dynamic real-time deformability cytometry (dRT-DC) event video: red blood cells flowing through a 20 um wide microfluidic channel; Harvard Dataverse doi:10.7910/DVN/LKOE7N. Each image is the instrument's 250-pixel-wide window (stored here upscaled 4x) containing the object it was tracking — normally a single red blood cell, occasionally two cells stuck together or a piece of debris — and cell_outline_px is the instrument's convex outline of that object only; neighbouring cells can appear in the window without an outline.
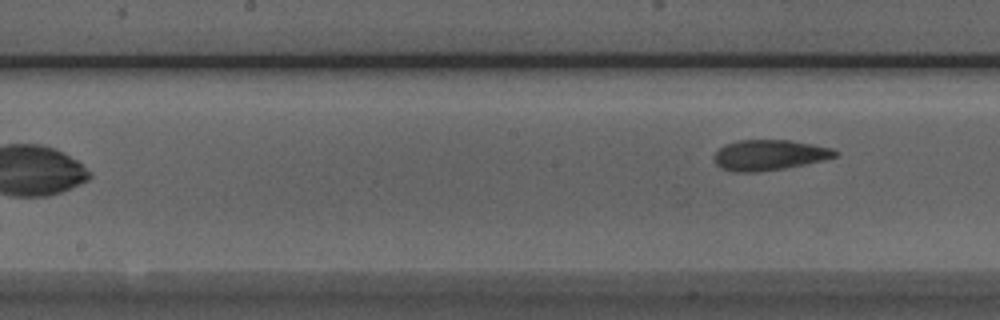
{"species": "Egyptian fruit bat (a non-hibernating species)", "species_latin": "Rousettus aegyptiacus", "temperature_condition": "room temperature", "stored_images_in_passage": 9, "camera_frame_rate_fps": 3000, "um_per_image_px": 0.085, "animal": {"sex": "male"}, "frame": {"image": 1, "passage_image": 9, "time_ms": 2.667, "image_size_px": [1000, 320], "cell_outline_px": [[840, 152], [836, 156], [824, 160], [784, 168], [756, 172], [732, 172], [720, 168], [712, 160], [712, 156], [724, 144], [740, 140], [792, 140], [832, 148]], "centroid_in_image_um": [65.35, 13.18], "position_along_channel_um": 182.8, "area_um2": 21.68}}